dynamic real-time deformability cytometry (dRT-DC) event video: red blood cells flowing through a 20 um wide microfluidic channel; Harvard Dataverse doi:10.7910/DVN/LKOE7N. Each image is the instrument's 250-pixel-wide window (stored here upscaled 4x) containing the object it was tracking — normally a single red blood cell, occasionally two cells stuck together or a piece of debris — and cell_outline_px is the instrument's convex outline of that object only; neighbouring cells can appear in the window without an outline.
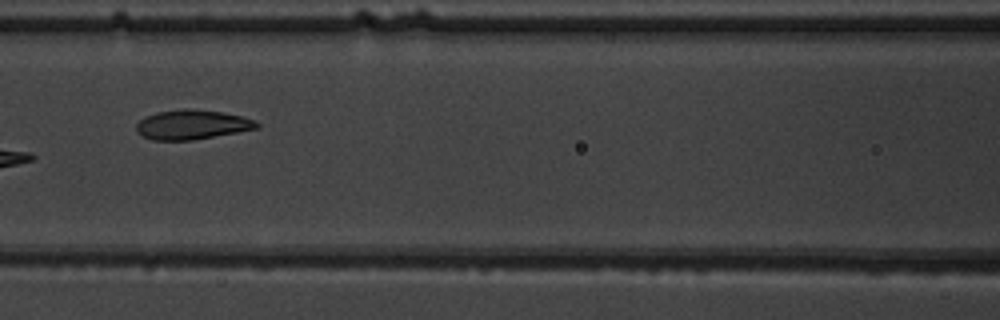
{"species": "common noctule bat (a hibernating species)", "species_latin": "Nyctalus noctula", "temperature_condition": "warm", "stored_images_in_passage": 11, "camera_frame_rate_fps": 3000, "um_per_image_px": 0.085, "animal": {"sex": "male", "body_mass_g": 19.5, "forearm_length_mm": 54.6}, "frame": {"image": 1, "passage_image": 7, "time_ms": 8.0, "image_size_px": [1000, 320], "cell_outline_px": [[260, 128], [192, 140], [152, 140], [136, 132], [136, 124], [140, 120], [156, 112], [184, 108], [192, 108], [224, 112], [256, 120], [260, 124]], "centroid_in_image_um": [16.34, 10.58], "position_along_channel_um": 150.3, "area_um2": 20.81}}
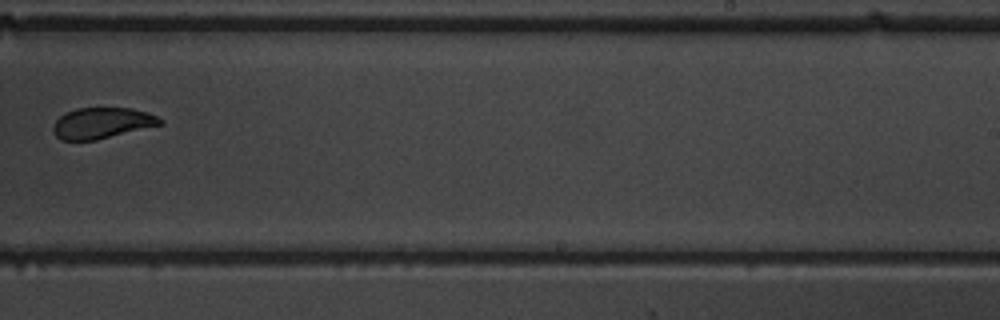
{"frame": {"image": 2, "passage_image": 10, "time_ms": 11.333, "image_size_px": [1000, 320], "cell_outline_px": [[164, 124], [96, 140], [60, 140], [52, 132], [52, 128], [56, 120], [64, 112], [76, 108], [132, 108], [148, 112], [164, 120]], "centroid_in_image_um": [8.67, 10.46], "position_along_channel_um": 280.3, "area_um2": 19.48}}
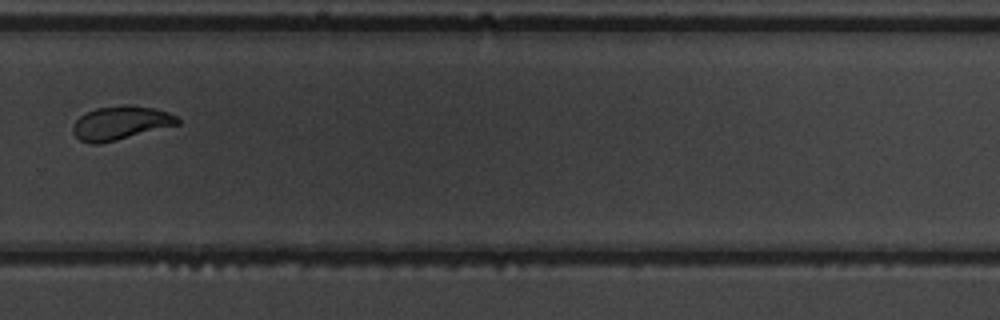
{"frame": {"image": 3, "passage_image": 11, "time_ms": 12.333, "image_size_px": [1000, 320], "cell_outline_px": [[180, 124], [100, 144], [92, 144], [80, 140], [72, 132], [72, 124], [80, 116], [96, 108], [124, 104], [128, 104], [152, 108], [168, 112], [176, 116], [180, 120]], "centroid_in_image_um": [10.24, 10.45], "position_along_channel_um": 319.6, "area_um2": 20.52}}